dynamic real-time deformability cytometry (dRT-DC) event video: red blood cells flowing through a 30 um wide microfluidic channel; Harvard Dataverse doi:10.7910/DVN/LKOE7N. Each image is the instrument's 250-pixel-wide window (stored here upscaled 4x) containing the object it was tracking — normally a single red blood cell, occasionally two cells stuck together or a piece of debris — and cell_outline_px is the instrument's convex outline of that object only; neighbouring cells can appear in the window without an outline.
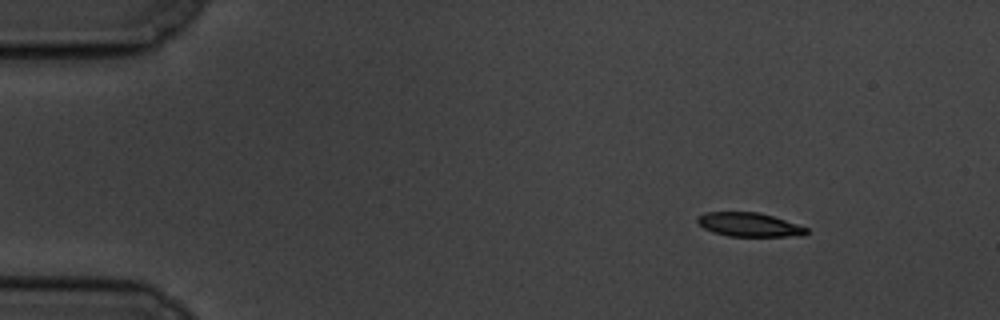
{"species": "common noctule bat (a hibernating species)", "species_latin": "Nyctalus noctula", "temperature_condition": "cold", "stored_images_in_passage": 52, "camera_frame_rate_fps": 3000, "um_per_image_px": 0.085, "animal": {"sex": "male", "body_mass_g": 19.5, "forearm_length_mm": 54.6}, "frame": {"image": 1, "passage_image": 1, "time_ms": 0.0, "image_size_px": [1000, 320], "cell_outline_px": [[808, 232], [804, 236], [728, 236], [712, 232], [704, 228], [696, 220], [704, 212], [756, 212], [772, 216], [808, 228]], "centroid_in_image_um": [63.68, 19.1], "position_along_channel_um": 21.3, "area_um2": 15.03}}
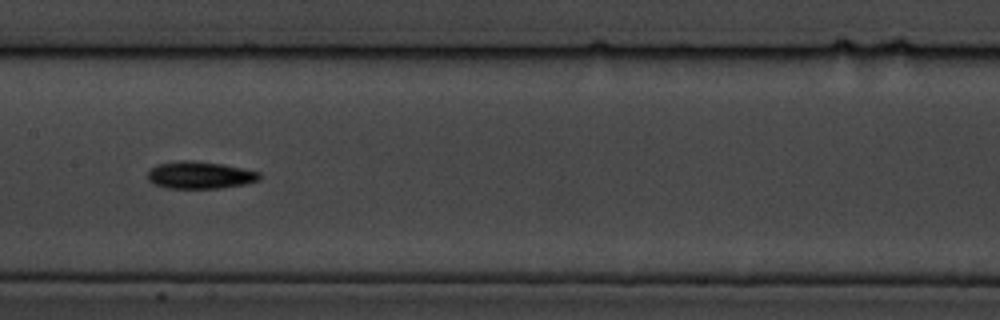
{"frame": {"image": 2, "passage_image": 23, "time_ms": 7.333, "image_size_px": [1000, 320], "cell_outline_px": [[260, 180], [244, 184], [220, 188], [168, 188], [152, 184], [148, 180], [148, 172], [156, 164], [180, 160], [192, 160], [224, 164], [260, 172]], "centroid_in_image_um": [16.98, 14.88], "position_along_channel_um": 190.4, "area_um2": 17.86}}
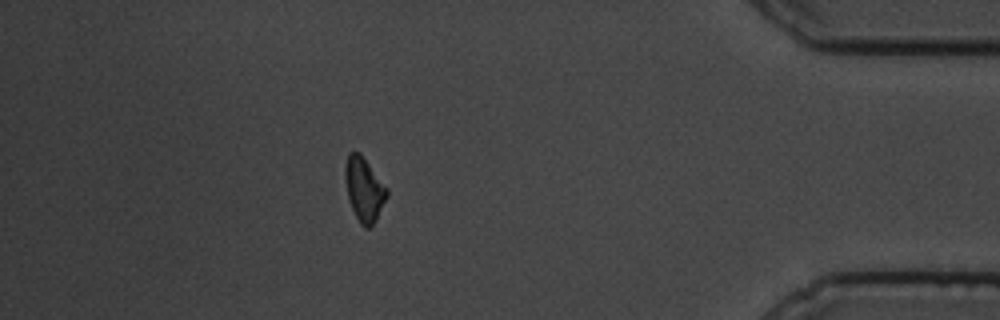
{"frame": {"image": 3, "passage_image": 45, "time_ms": 14.667, "image_size_px": [1000, 320], "cell_outline_px": [[388, 196], [376, 220], [368, 228], [364, 228], [360, 224], [348, 200], [344, 176], [344, 164], [348, 152], [360, 152], [388, 188]], "centroid_in_image_um": [30.94, 16.06], "position_along_channel_um": 404.3, "area_um2": 15.78}, "authors_computed_cell_mechanics": {"area_um2": 16.184, "velocity_mm_per_s": 3.4738, "shape_relaxation_time_tau1_ms": 3.1017, "shape_relaxation_time_tau2_ms": null, "deformation_change_tau1": 0.1374, "deformation_change_tau2": null}}